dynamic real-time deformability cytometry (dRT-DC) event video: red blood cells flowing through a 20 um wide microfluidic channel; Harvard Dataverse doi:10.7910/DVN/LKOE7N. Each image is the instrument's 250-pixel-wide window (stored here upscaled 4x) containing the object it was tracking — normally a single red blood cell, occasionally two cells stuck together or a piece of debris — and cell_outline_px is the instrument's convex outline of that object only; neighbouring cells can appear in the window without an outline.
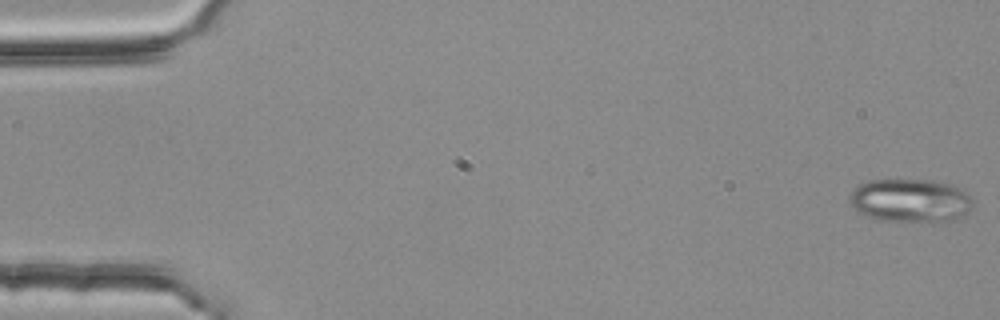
{"species": "common noctule bat (a hibernating species)", "species_latin": "Nyctalus noctula", "temperature_condition": "room temperature", "stored_images_in_passage": 54, "segment_of_instrument_passage": [1, 2], "camera_frame_rate_fps": 3000, "um_per_image_px": 0.085, "animal": {"sex": "female", "body_mass_g": 25.1}, "frame": {"image": 1, "passage_image": 1, "time_ms": 0.0, "image_size_px": [1000, 320], "cell_outline_px": [[972, 204], [968, 212], [964, 216], [948, 220], [880, 220], [864, 216], [856, 212], [848, 200], [848, 196], [860, 184], [868, 180], [936, 180], [952, 184], [960, 188], [972, 196]], "centroid_in_image_um": [77.36, 17.02], "position_along_channel_um": 7.6, "area_um2": 31.1}}